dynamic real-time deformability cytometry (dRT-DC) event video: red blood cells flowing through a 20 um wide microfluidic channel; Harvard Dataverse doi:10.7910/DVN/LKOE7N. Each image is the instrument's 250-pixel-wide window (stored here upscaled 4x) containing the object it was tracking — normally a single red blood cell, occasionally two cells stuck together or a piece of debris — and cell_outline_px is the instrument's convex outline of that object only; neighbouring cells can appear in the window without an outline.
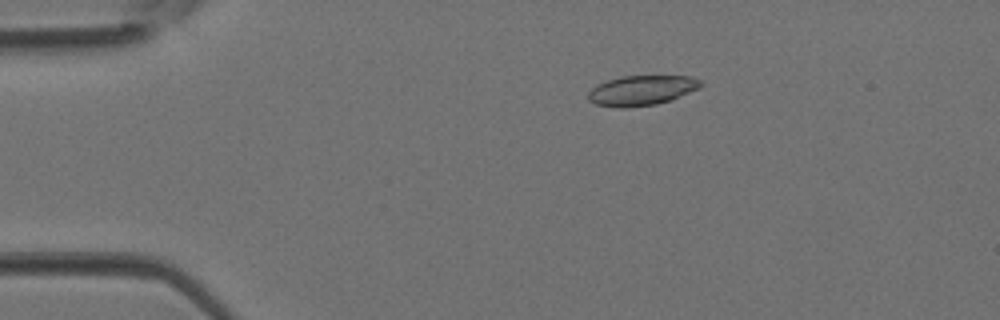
{"species": "Egyptian fruit bat (a non-hibernating species)", "species_latin": "Rousettus aegyptiacus", "temperature_condition": "room temperature", "stored_images_in_passage": 2, "camera_frame_rate_fps": 3000, "um_per_image_px": 0.085, "animal": {"sex": "female"}, "frame": {"image": 1, "passage_image": 1, "time_ms": 0.0, "image_size_px": [1000, 320], "cell_outline_px": [[704, 84], [700, 88], [672, 100], [656, 104], [624, 108], [620, 108], [596, 104], [588, 100], [588, 92], [596, 84], [620, 76], [692, 76], [700, 80]], "centroid_in_image_um": [54.56, 7.68], "position_along_channel_um": 30.4, "area_um2": 19.83}}